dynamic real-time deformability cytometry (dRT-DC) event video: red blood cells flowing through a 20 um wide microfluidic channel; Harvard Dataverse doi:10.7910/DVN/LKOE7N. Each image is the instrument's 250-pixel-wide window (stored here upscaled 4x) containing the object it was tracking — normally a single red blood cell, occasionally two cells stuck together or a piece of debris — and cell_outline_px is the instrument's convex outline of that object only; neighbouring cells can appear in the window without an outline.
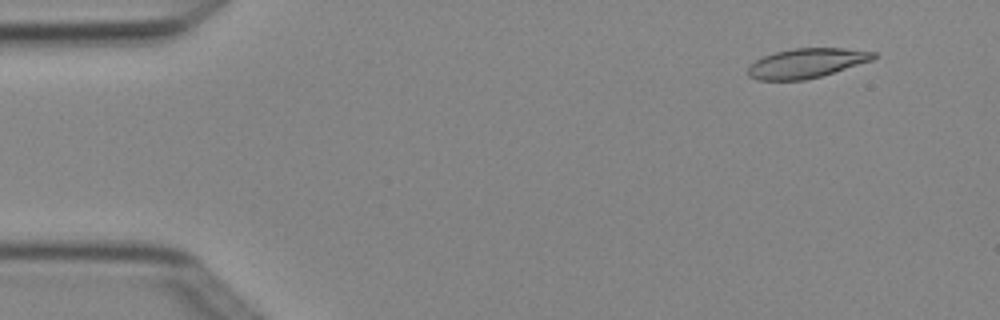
{"species": "Egyptian fruit bat (a non-hibernating species)", "species_latin": "Rousettus aegyptiacus", "temperature_condition": "cold", "stored_images_in_passage": 7, "camera_frame_rate_fps": 3000, "um_per_image_px": 0.085, "animal": {"sex": "female"}, "frame": {"image": 1, "passage_image": 1, "time_ms": 0.0, "image_size_px": [1000, 320], "cell_outline_px": [[880, 56], [872, 60], [820, 76], [804, 80], [760, 80], [748, 76], [748, 68], [756, 60], [764, 56], [776, 52], [792, 48], [844, 48], [880, 52]], "centroid_in_image_um": [68.61, 5.35], "position_along_channel_um": 16.4, "area_um2": 21.56}}
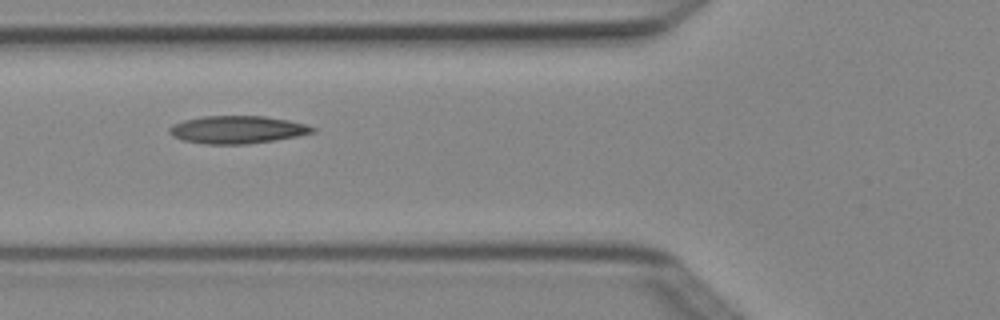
{"frame": {"image": 2, "passage_image": 5, "time_ms": 1.333, "image_size_px": [1000, 320], "cell_outline_px": [[316, 132], [296, 136], [248, 144], [204, 144], [184, 140], [172, 136], [168, 132], [168, 128], [172, 124], [184, 120], [204, 116], [264, 116], [288, 120], [304, 124], [316, 128]], "centroid_in_image_um": [20.13, 11.02], "position_along_channel_um": 105.7, "area_um2": 23.0}}
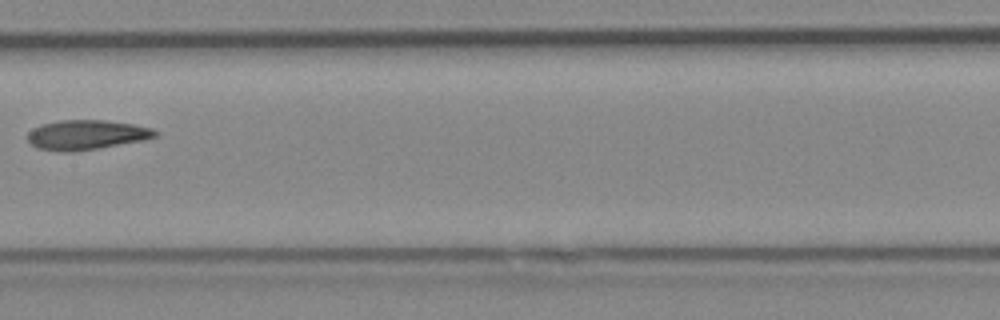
{"frame": {"image": 3, "passage_image": 7, "time_ms": 2.0, "image_size_px": [1000, 320], "cell_outline_px": [[160, 132], [156, 136], [144, 140], [72, 152], [64, 152], [36, 148], [28, 140], [28, 132], [32, 128], [40, 124], [56, 120], [104, 120], [132, 124], [152, 128]], "centroid_in_image_um": [7.32, 11.45], "position_along_channel_um": 200.1, "area_um2": 22.08}}